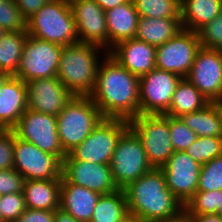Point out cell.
<instances>
[{
	"mask_svg": "<svg viewBox=\"0 0 222 222\" xmlns=\"http://www.w3.org/2000/svg\"><path fill=\"white\" fill-rule=\"evenodd\" d=\"M220 216H222V201L221 204L219 205L218 213Z\"/></svg>",
	"mask_w": 222,
	"mask_h": 222,
	"instance_id": "f907efd6",
	"label": "cell"
},
{
	"mask_svg": "<svg viewBox=\"0 0 222 222\" xmlns=\"http://www.w3.org/2000/svg\"><path fill=\"white\" fill-rule=\"evenodd\" d=\"M26 209L23 192L0 196L2 222H15Z\"/></svg>",
	"mask_w": 222,
	"mask_h": 222,
	"instance_id": "8d00e7d4",
	"label": "cell"
},
{
	"mask_svg": "<svg viewBox=\"0 0 222 222\" xmlns=\"http://www.w3.org/2000/svg\"><path fill=\"white\" fill-rule=\"evenodd\" d=\"M109 166L115 184L122 190L153 169L141 140L130 127L120 136Z\"/></svg>",
	"mask_w": 222,
	"mask_h": 222,
	"instance_id": "8992f818",
	"label": "cell"
},
{
	"mask_svg": "<svg viewBox=\"0 0 222 222\" xmlns=\"http://www.w3.org/2000/svg\"><path fill=\"white\" fill-rule=\"evenodd\" d=\"M222 12V0H181L180 19L183 29L197 32Z\"/></svg>",
	"mask_w": 222,
	"mask_h": 222,
	"instance_id": "cb8c5ba5",
	"label": "cell"
},
{
	"mask_svg": "<svg viewBox=\"0 0 222 222\" xmlns=\"http://www.w3.org/2000/svg\"><path fill=\"white\" fill-rule=\"evenodd\" d=\"M129 122L118 118H103L88 137L68 154L77 161L109 165L116 144Z\"/></svg>",
	"mask_w": 222,
	"mask_h": 222,
	"instance_id": "ba28073f",
	"label": "cell"
},
{
	"mask_svg": "<svg viewBox=\"0 0 222 222\" xmlns=\"http://www.w3.org/2000/svg\"><path fill=\"white\" fill-rule=\"evenodd\" d=\"M28 109L57 116L73 95L57 76L26 82Z\"/></svg>",
	"mask_w": 222,
	"mask_h": 222,
	"instance_id": "ac0fdd59",
	"label": "cell"
},
{
	"mask_svg": "<svg viewBox=\"0 0 222 222\" xmlns=\"http://www.w3.org/2000/svg\"><path fill=\"white\" fill-rule=\"evenodd\" d=\"M22 17L27 20L50 0H14Z\"/></svg>",
	"mask_w": 222,
	"mask_h": 222,
	"instance_id": "60d3db41",
	"label": "cell"
},
{
	"mask_svg": "<svg viewBox=\"0 0 222 222\" xmlns=\"http://www.w3.org/2000/svg\"><path fill=\"white\" fill-rule=\"evenodd\" d=\"M100 7L107 11L109 9L115 8L118 5H121L123 3L129 2L130 0H95Z\"/></svg>",
	"mask_w": 222,
	"mask_h": 222,
	"instance_id": "ee69618b",
	"label": "cell"
},
{
	"mask_svg": "<svg viewBox=\"0 0 222 222\" xmlns=\"http://www.w3.org/2000/svg\"><path fill=\"white\" fill-rule=\"evenodd\" d=\"M54 222H79L71 214L66 213L62 209L55 210Z\"/></svg>",
	"mask_w": 222,
	"mask_h": 222,
	"instance_id": "7bdbcfd3",
	"label": "cell"
},
{
	"mask_svg": "<svg viewBox=\"0 0 222 222\" xmlns=\"http://www.w3.org/2000/svg\"><path fill=\"white\" fill-rule=\"evenodd\" d=\"M55 211L26 209L15 222H54Z\"/></svg>",
	"mask_w": 222,
	"mask_h": 222,
	"instance_id": "ab89813d",
	"label": "cell"
},
{
	"mask_svg": "<svg viewBox=\"0 0 222 222\" xmlns=\"http://www.w3.org/2000/svg\"><path fill=\"white\" fill-rule=\"evenodd\" d=\"M27 31H7L0 40V70L14 76L19 67Z\"/></svg>",
	"mask_w": 222,
	"mask_h": 222,
	"instance_id": "f1b7e54d",
	"label": "cell"
},
{
	"mask_svg": "<svg viewBox=\"0 0 222 222\" xmlns=\"http://www.w3.org/2000/svg\"><path fill=\"white\" fill-rule=\"evenodd\" d=\"M104 117L89 96H73L57 115L60 144L66 154L82 143Z\"/></svg>",
	"mask_w": 222,
	"mask_h": 222,
	"instance_id": "5b68a950",
	"label": "cell"
},
{
	"mask_svg": "<svg viewBox=\"0 0 222 222\" xmlns=\"http://www.w3.org/2000/svg\"><path fill=\"white\" fill-rule=\"evenodd\" d=\"M14 167V131L0 129V170Z\"/></svg>",
	"mask_w": 222,
	"mask_h": 222,
	"instance_id": "74e56055",
	"label": "cell"
},
{
	"mask_svg": "<svg viewBox=\"0 0 222 222\" xmlns=\"http://www.w3.org/2000/svg\"><path fill=\"white\" fill-rule=\"evenodd\" d=\"M197 33L202 48L222 51V12Z\"/></svg>",
	"mask_w": 222,
	"mask_h": 222,
	"instance_id": "d590c367",
	"label": "cell"
},
{
	"mask_svg": "<svg viewBox=\"0 0 222 222\" xmlns=\"http://www.w3.org/2000/svg\"><path fill=\"white\" fill-rule=\"evenodd\" d=\"M131 217L155 222L176 216L184 205L166 185L160 168H153L123 189Z\"/></svg>",
	"mask_w": 222,
	"mask_h": 222,
	"instance_id": "7a4b0ae2",
	"label": "cell"
},
{
	"mask_svg": "<svg viewBox=\"0 0 222 222\" xmlns=\"http://www.w3.org/2000/svg\"><path fill=\"white\" fill-rule=\"evenodd\" d=\"M8 77L9 75L6 72L0 70V87L7 80Z\"/></svg>",
	"mask_w": 222,
	"mask_h": 222,
	"instance_id": "bcb514c9",
	"label": "cell"
},
{
	"mask_svg": "<svg viewBox=\"0 0 222 222\" xmlns=\"http://www.w3.org/2000/svg\"><path fill=\"white\" fill-rule=\"evenodd\" d=\"M185 152L197 163L204 165L222 155V137H197Z\"/></svg>",
	"mask_w": 222,
	"mask_h": 222,
	"instance_id": "1f68e13d",
	"label": "cell"
},
{
	"mask_svg": "<svg viewBox=\"0 0 222 222\" xmlns=\"http://www.w3.org/2000/svg\"><path fill=\"white\" fill-rule=\"evenodd\" d=\"M61 179L24 180L23 195L27 209L55 211L60 205Z\"/></svg>",
	"mask_w": 222,
	"mask_h": 222,
	"instance_id": "603a6c76",
	"label": "cell"
},
{
	"mask_svg": "<svg viewBox=\"0 0 222 222\" xmlns=\"http://www.w3.org/2000/svg\"><path fill=\"white\" fill-rule=\"evenodd\" d=\"M63 46L28 35L14 77L25 83L30 80L57 76Z\"/></svg>",
	"mask_w": 222,
	"mask_h": 222,
	"instance_id": "9c48e42d",
	"label": "cell"
},
{
	"mask_svg": "<svg viewBox=\"0 0 222 222\" xmlns=\"http://www.w3.org/2000/svg\"><path fill=\"white\" fill-rule=\"evenodd\" d=\"M209 102H222V51L200 48L185 77Z\"/></svg>",
	"mask_w": 222,
	"mask_h": 222,
	"instance_id": "5bb4252c",
	"label": "cell"
},
{
	"mask_svg": "<svg viewBox=\"0 0 222 222\" xmlns=\"http://www.w3.org/2000/svg\"><path fill=\"white\" fill-rule=\"evenodd\" d=\"M192 222H222V216L219 214H201L189 215Z\"/></svg>",
	"mask_w": 222,
	"mask_h": 222,
	"instance_id": "b9f144b4",
	"label": "cell"
},
{
	"mask_svg": "<svg viewBox=\"0 0 222 222\" xmlns=\"http://www.w3.org/2000/svg\"><path fill=\"white\" fill-rule=\"evenodd\" d=\"M222 201V190L196 191L185 203L188 215L217 214Z\"/></svg>",
	"mask_w": 222,
	"mask_h": 222,
	"instance_id": "4dcf8cb0",
	"label": "cell"
},
{
	"mask_svg": "<svg viewBox=\"0 0 222 222\" xmlns=\"http://www.w3.org/2000/svg\"><path fill=\"white\" fill-rule=\"evenodd\" d=\"M181 79L182 77L176 73L156 67L140 76V114H165L169 110L174 90Z\"/></svg>",
	"mask_w": 222,
	"mask_h": 222,
	"instance_id": "8fae6325",
	"label": "cell"
},
{
	"mask_svg": "<svg viewBox=\"0 0 222 222\" xmlns=\"http://www.w3.org/2000/svg\"><path fill=\"white\" fill-rule=\"evenodd\" d=\"M160 169L169 190L185 205L197 191L201 165L185 151H174Z\"/></svg>",
	"mask_w": 222,
	"mask_h": 222,
	"instance_id": "2e32d148",
	"label": "cell"
},
{
	"mask_svg": "<svg viewBox=\"0 0 222 222\" xmlns=\"http://www.w3.org/2000/svg\"><path fill=\"white\" fill-rule=\"evenodd\" d=\"M200 48L198 33L182 28L174 37L156 47L155 66L185 78Z\"/></svg>",
	"mask_w": 222,
	"mask_h": 222,
	"instance_id": "7c38bea8",
	"label": "cell"
},
{
	"mask_svg": "<svg viewBox=\"0 0 222 222\" xmlns=\"http://www.w3.org/2000/svg\"><path fill=\"white\" fill-rule=\"evenodd\" d=\"M168 123L174 151H185L197 139V134L180 117L168 115Z\"/></svg>",
	"mask_w": 222,
	"mask_h": 222,
	"instance_id": "836d02e7",
	"label": "cell"
},
{
	"mask_svg": "<svg viewBox=\"0 0 222 222\" xmlns=\"http://www.w3.org/2000/svg\"><path fill=\"white\" fill-rule=\"evenodd\" d=\"M61 182H70L100 194L118 190L109 165L77 161L69 154L62 161Z\"/></svg>",
	"mask_w": 222,
	"mask_h": 222,
	"instance_id": "9a60e30c",
	"label": "cell"
},
{
	"mask_svg": "<svg viewBox=\"0 0 222 222\" xmlns=\"http://www.w3.org/2000/svg\"><path fill=\"white\" fill-rule=\"evenodd\" d=\"M155 222H192V219L186 213V211L183 209L180 213H178L174 217L166 218L164 220H159V221H155Z\"/></svg>",
	"mask_w": 222,
	"mask_h": 222,
	"instance_id": "f6af8a7d",
	"label": "cell"
},
{
	"mask_svg": "<svg viewBox=\"0 0 222 222\" xmlns=\"http://www.w3.org/2000/svg\"><path fill=\"white\" fill-rule=\"evenodd\" d=\"M139 17L180 18V0H132Z\"/></svg>",
	"mask_w": 222,
	"mask_h": 222,
	"instance_id": "f546056e",
	"label": "cell"
},
{
	"mask_svg": "<svg viewBox=\"0 0 222 222\" xmlns=\"http://www.w3.org/2000/svg\"><path fill=\"white\" fill-rule=\"evenodd\" d=\"M24 178L14 168L0 170V196L22 192Z\"/></svg>",
	"mask_w": 222,
	"mask_h": 222,
	"instance_id": "f35d334b",
	"label": "cell"
},
{
	"mask_svg": "<svg viewBox=\"0 0 222 222\" xmlns=\"http://www.w3.org/2000/svg\"><path fill=\"white\" fill-rule=\"evenodd\" d=\"M6 30L5 29H2L1 27H0V40L3 38V36L6 34Z\"/></svg>",
	"mask_w": 222,
	"mask_h": 222,
	"instance_id": "681fc988",
	"label": "cell"
},
{
	"mask_svg": "<svg viewBox=\"0 0 222 222\" xmlns=\"http://www.w3.org/2000/svg\"><path fill=\"white\" fill-rule=\"evenodd\" d=\"M109 50L117 43L135 38L139 14L132 0L105 11Z\"/></svg>",
	"mask_w": 222,
	"mask_h": 222,
	"instance_id": "7402d4cb",
	"label": "cell"
},
{
	"mask_svg": "<svg viewBox=\"0 0 222 222\" xmlns=\"http://www.w3.org/2000/svg\"><path fill=\"white\" fill-rule=\"evenodd\" d=\"M89 97L104 118L131 120L140 115L139 77L109 54L101 61Z\"/></svg>",
	"mask_w": 222,
	"mask_h": 222,
	"instance_id": "6da1fadb",
	"label": "cell"
},
{
	"mask_svg": "<svg viewBox=\"0 0 222 222\" xmlns=\"http://www.w3.org/2000/svg\"><path fill=\"white\" fill-rule=\"evenodd\" d=\"M182 29L180 18L139 17L136 39L158 47Z\"/></svg>",
	"mask_w": 222,
	"mask_h": 222,
	"instance_id": "d4e9b609",
	"label": "cell"
},
{
	"mask_svg": "<svg viewBox=\"0 0 222 222\" xmlns=\"http://www.w3.org/2000/svg\"><path fill=\"white\" fill-rule=\"evenodd\" d=\"M180 118L199 137H221L219 102H210L201 110L184 114Z\"/></svg>",
	"mask_w": 222,
	"mask_h": 222,
	"instance_id": "4316f807",
	"label": "cell"
},
{
	"mask_svg": "<svg viewBox=\"0 0 222 222\" xmlns=\"http://www.w3.org/2000/svg\"><path fill=\"white\" fill-rule=\"evenodd\" d=\"M28 35L61 46L78 43L69 0H50L26 20Z\"/></svg>",
	"mask_w": 222,
	"mask_h": 222,
	"instance_id": "277c9868",
	"label": "cell"
},
{
	"mask_svg": "<svg viewBox=\"0 0 222 222\" xmlns=\"http://www.w3.org/2000/svg\"><path fill=\"white\" fill-rule=\"evenodd\" d=\"M219 113H220V119H221V125H222V102H219ZM221 137H222V126H221Z\"/></svg>",
	"mask_w": 222,
	"mask_h": 222,
	"instance_id": "c3c4849f",
	"label": "cell"
},
{
	"mask_svg": "<svg viewBox=\"0 0 222 222\" xmlns=\"http://www.w3.org/2000/svg\"><path fill=\"white\" fill-rule=\"evenodd\" d=\"M24 180L61 179L62 162L14 133V167Z\"/></svg>",
	"mask_w": 222,
	"mask_h": 222,
	"instance_id": "4fadbf2b",
	"label": "cell"
},
{
	"mask_svg": "<svg viewBox=\"0 0 222 222\" xmlns=\"http://www.w3.org/2000/svg\"><path fill=\"white\" fill-rule=\"evenodd\" d=\"M210 103L206 97L186 78H182L177 84L172 97L169 110L165 115L181 117L204 108Z\"/></svg>",
	"mask_w": 222,
	"mask_h": 222,
	"instance_id": "484cf974",
	"label": "cell"
},
{
	"mask_svg": "<svg viewBox=\"0 0 222 222\" xmlns=\"http://www.w3.org/2000/svg\"><path fill=\"white\" fill-rule=\"evenodd\" d=\"M0 27L9 32L26 30V20L14 0H0Z\"/></svg>",
	"mask_w": 222,
	"mask_h": 222,
	"instance_id": "e575fe53",
	"label": "cell"
},
{
	"mask_svg": "<svg viewBox=\"0 0 222 222\" xmlns=\"http://www.w3.org/2000/svg\"><path fill=\"white\" fill-rule=\"evenodd\" d=\"M100 193L88 188L61 182L59 208L79 222H90Z\"/></svg>",
	"mask_w": 222,
	"mask_h": 222,
	"instance_id": "44dd1931",
	"label": "cell"
},
{
	"mask_svg": "<svg viewBox=\"0 0 222 222\" xmlns=\"http://www.w3.org/2000/svg\"><path fill=\"white\" fill-rule=\"evenodd\" d=\"M107 54L106 49L90 43L64 46L57 72L59 81L73 96H89L95 85L101 63L99 60H103Z\"/></svg>",
	"mask_w": 222,
	"mask_h": 222,
	"instance_id": "3957f363",
	"label": "cell"
},
{
	"mask_svg": "<svg viewBox=\"0 0 222 222\" xmlns=\"http://www.w3.org/2000/svg\"><path fill=\"white\" fill-rule=\"evenodd\" d=\"M12 130L17 138L55 155L61 162L67 155L59 141L57 116L27 109Z\"/></svg>",
	"mask_w": 222,
	"mask_h": 222,
	"instance_id": "30bf717a",
	"label": "cell"
},
{
	"mask_svg": "<svg viewBox=\"0 0 222 222\" xmlns=\"http://www.w3.org/2000/svg\"><path fill=\"white\" fill-rule=\"evenodd\" d=\"M128 122L141 140L149 163L161 168L174 152L168 115L140 114Z\"/></svg>",
	"mask_w": 222,
	"mask_h": 222,
	"instance_id": "52a82bcc",
	"label": "cell"
},
{
	"mask_svg": "<svg viewBox=\"0 0 222 222\" xmlns=\"http://www.w3.org/2000/svg\"><path fill=\"white\" fill-rule=\"evenodd\" d=\"M222 190V155L201 165L197 191Z\"/></svg>",
	"mask_w": 222,
	"mask_h": 222,
	"instance_id": "d6a6232c",
	"label": "cell"
},
{
	"mask_svg": "<svg viewBox=\"0 0 222 222\" xmlns=\"http://www.w3.org/2000/svg\"><path fill=\"white\" fill-rule=\"evenodd\" d=\"M78 42L99 45L109 51L105 11L95 0H69Z\"/></svg>",
	"mask_w": 222,
	"mask_h": 222,
	"instance_id": "e0dca14e",
	"label": "cell"
},
{
	"mask_svg": "<svg viewBox=\"0 0 222 222\" xmlns=\"http://www.w3.org/2000/svg\"><path fill=\"white\" fill-rule=\"evenodd\" d=\"M125 222H144V221H142L141 219H138V218H134V217H128L127 219H126V221Z\"/></svg>",
	"mask_w": 222,
	"mask_h": 222,
	"instance_id": "7dc6e473",
	"label": "cell"
},
{
	"mask_svg": "<svg viewBox=\"0 0 222 222\" xmlns=\"http://www.w3.org/2000/svg\"><path fill=\"white\" fill-rule=\"evenodd\" d=\"M130 217L124 190L101 194L90 222H125Z\"/></svg>",
	"mask_w": 222,
	"mask_h": 222,
	"instance_id": "83f0119b",
	"label": "cell"
},
{
	"mask_svg": "<svg viewBox=\"0 0 222 222\" xmlns=\"http://www.w3.org/2000/svg\"><path fill=\"white\" fill-rule=\"evenodd\" d=\"M28 109L27 85L9 76L0 87V129L12 130Z\"/></svg>",
	"mask_w": 222,
	"mask_h": 222,
	"instance_id": "ffe728a7",
	"label": "cell"
},
{
	"mask_svg": "<svg viewBox=\"0 0 222 222\" xmlns=\"http://www.w3.org/2000/svg\"><path fill=\"white\" fill-rule=\"evenodd\" d=\"M108 54L138 77L156 67V47L136 38L117 43L108 51Z\"/></svg>",
	"mask_w": 222,
	"mask_h": 222,
	"instance_id": "d6986e66",
	"label": "cell"
}]
</instances>
